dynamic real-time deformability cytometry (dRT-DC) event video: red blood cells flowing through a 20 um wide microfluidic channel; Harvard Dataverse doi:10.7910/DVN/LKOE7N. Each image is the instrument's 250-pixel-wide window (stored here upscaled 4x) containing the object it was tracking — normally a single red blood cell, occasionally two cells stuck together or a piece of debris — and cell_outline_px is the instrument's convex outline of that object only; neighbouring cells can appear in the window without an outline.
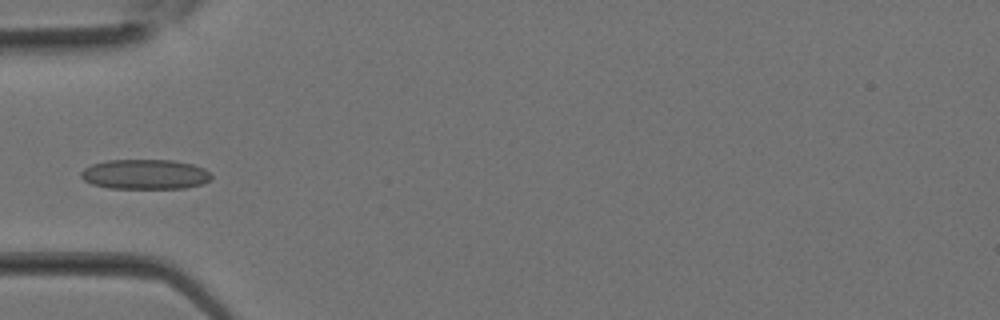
{"species": "Egyptian fruit bat (a non-hibernating species)", "species_latin": "Rousettus aegyptiacus", "temperature_condition": "room temperature", "stored_images_in_passage": 10, "camera_frame_rate_fps": 3000, "um_per_image_px": 0.085, "animal": {"sex": "female"}, "frame": {"image": 1, "passage_image": 3, "time_ms": 0.667, "image_size_px": [1000, 320], "cell_outline_px": [[212, 176], [208, 180], [200, 184], [184, 188], [108, 188], [92, 184], [84, 180], [80, 176], [80, 172], [84, 168], [92, 164], [104, 160], [172, 160], [192, 164], [204, 168]], "centroid_in_image_um": [12.28, 14.81], "position_along_channel_um": 72.7, "area_um2": 22.66}}
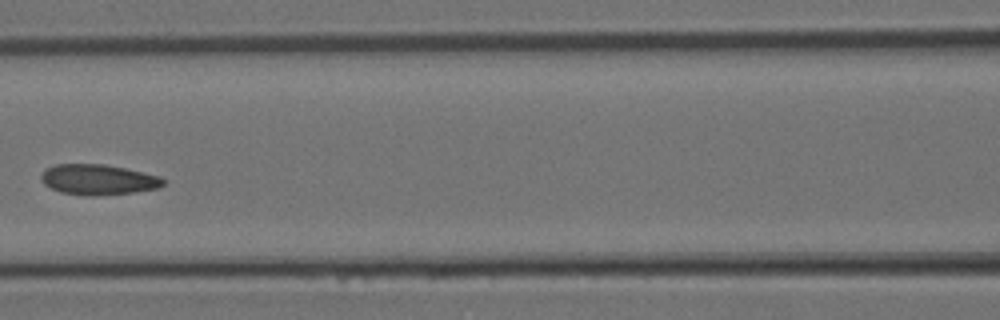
{"frame": {"image": 2, "passage_image": 7, "time_ms": 2.0, "image_size_px": [1000, 320], "cell_outline_px": [[168, 180], [164, 184], [156, 188], [136, 192], [92, 196], [84, 196], [60, 192], [44, 184], [40, 176], [44, 168], [56, 164], [104, 164], [124, 168], [160, 176]], "centroid_in_image_um": [8.34, 15.27], "position_along_channel_um": 158.3, "area_um2": 21.79}}
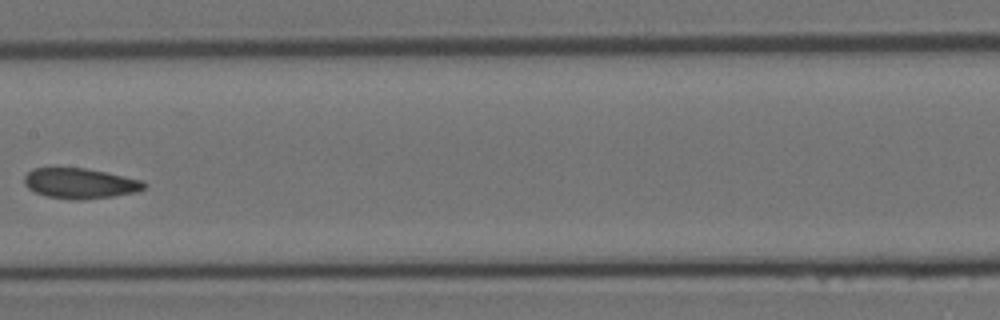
{"frame": {"image": 3, "passage_image": 9, "time_ms": 2.667, "image_size_px": [1000, 320], "cell_outline_px": [[148, 184], [144, 188], [136, 192], [112, 196], [84, 200], [76, 200], [44, 196], [28, 188], [24, 184], [24, 176], [32, 168], [84, 168], [144, 180]], "centroid_in_image_um": [6.8, 15.59], "position_along_channel_um": 200.6, "area_um2": 21.21}}